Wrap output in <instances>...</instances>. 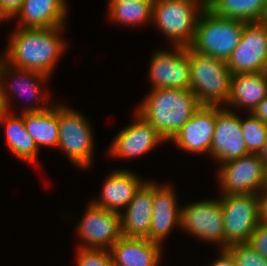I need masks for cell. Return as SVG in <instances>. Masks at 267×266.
<instances>
[{"mask_svg":"<svg viewBox=\"0 0 267 266\" xmlns=\"http://www.w3.org/2000/svg\"><path fill=\"white\" fill-rule=\"evenodd\" d=\"M251 113L267 124V96L254 108Z\"/></svg>","mask_w":267,"mask_h":266,"instance_id":"obj_34","label":"cell"},{"mask_svg":"<svg viewBox=\"0 0 267 266\" xmlns=\"http://www.w3.org/2000/svg\"><path fill=\"white\" fill-rule=\"evenodd\" d=\"M154 0H138L127 2H109V19L117 24L135 26L152 21Z\"/></svg>","mask_w":267,"mask_h":266,"instance_id":"obj_26","label":"cell"},{"mask_svg":"<svg viewBox=\"0 0 267 266\" xmlns=\"http://www.w3.org/2000/svg\"><path fill=\"white\" fill-rule=\"evenodd\" d=\"M24 126L27 133L36 142L38 148L41 146L58 147L59 124L58 104L51 106L39 105L25 107Z\"/></svg>","mask_w":267,"mask_h":266,"instance_id":"obj_22","label":"cell"},{"mask_svg":"<svg viewBox=\"0 0 267 266\" xmlns=\"http://www.w3.org/2000/svg\"><path fill=\"white\" fill-rule=\"evenodd\" d=\"M257 253L267 259V224L259 222L247 243Z\"/></svg>","mask_w":267,"mask_h":266,"instance_id":"obj_30","label":"cell"},{"mask_svg":"<svg viewBox=\"0 0 267 266\" xmlns=\"http://www.w3.org/2000/svg\"><path fill=\"white\" fill-rule=\"evenodd\" d=\"M180 228L224 249V219L221 199L202 200L181 208Z\"/></svg>","mask_w":267,"mask_h":266,"instance_id":"obj_10","label":"cell"},{"mask_svg":"<svg viewBox=\"0 0 267 266\" xmlns=\"http://www.w3.org/2000/svg\"><path fill=\"white\" fill-rule=\"evenodd\" d=\"M162 245L146 238L121 237L109 250L113 266H158Z\"/></svg>","mask_w":267,"mask_h":266,"instance_id":"obj_19","label":"cell"},{"mask_svg":"<svg viewBox=\"0 0 267 266\" xmlns=\"http://www.w3.org/2000/svg\"><path fill=\"white\" fill-rule=\"evenodd\" d=\"M172 51L158 50L151 56L148 78L152 89H190L189 47L173 46Z\"/></svg>","mask_w":267,"mask_h":266,"instance_id":"obj_11","label":"cell"},{"mask_svg":"<svg viewBox=\"0 0 267 266\" xmlns=\"http://www.w3.org/2000/svg\"><path fill=\"white\" fill-rule=\"evenodd\" d=\"M135 122L114 137L109 154L116 158L139 157L150 152L158 143L166 141L142 116L134 113Z\"/></svg>","mask_w":267,"mask_h":266,"instance_id":"obj_15","label":"cell"},{"mask_svg":"<svg viewBox=\"0 0 267 266\" xmlns=\"http://www.w3.org/2000/svg\"><path fill=\"white\" fill-rule=\"evenodd\" d=\"M267 96V72L240 73L232 76L226 107H244L249 113Z\"/></svg>","mask_w":267,"mask_h":266,"instance_id":"obj_23","label":"cell"},{"mask_svg":"<svg viewBox=\"0 0 267 266\" xmlns=\"http://www.w3.org/2000/svg\"><path fill=\"white\" fill-rule=\"evenodd\" d=\"M220 199L224 219V249L234 244L248 243L260 222L258 194H222Z\"/></svg>","mask_w":267,"mask_h":266,"instance_id":"obj_7","label":"cell"},{"mask_svg":"<svg viewBox=\"0 0 267 266\" xmlns=\"http://www.w3.org/2000/svg\"><path fill=\"white\" fill-rule=\"evenodd\" d=\"M58 148L66 152L72 164L78 168L90 167L94 143L91 126L80 112L58 103Z\"/></svg>","mask_w":267,"mask_h":266,"instance_id":"obj_6","label":"cell"},{"mask_svg":"<svg viewBox=\"0 0 267 266\" xmlns=\"http://www.w3.org/2000/svg\"><path fill=\"white\" fill-rule=\"evenodd\" d=\"M76 228L83 248L110 249L122 237L120 214L92 202Z\"/></svg>","mask_w":267,"mask_h":266,"instance_id":"obj_12","label":"cell"},{"mask_svg":"<svg viewBox=\"0 0 267 266\" xmlns=\"http://www.w3.org/2000/svg\"><path fill=\"white\" fill-rule=\"evenodd\" d=\"M233 266H242L241 264H239L235 258L233 257Z\"/></svg>","mask_w":267,"mask_h":266,"instance_id":"obj_39","label":"cell"},{"mask_svg":"<svg viewBox=\"0 0 267 266\" xmlns=\"http://www.w3.org/2000/svg\"><path fill=\"white\" fill-rule=\"evenodd\" d=\"M145 182L133 171L113 170L104 180L99 200H94L92 203L97 207L121 214V209L128 206Z\"/></svg>","mask_w":267,"mask_h":266,"instance_id":"obj_17","label":"cell"},{"mask_svg":"<svg viewBox=\"0 0 267 266\" xmlns=\"http://www.w3.org/2000/svg\"><path fill=\"white\" fill-rule=\"evenodd\" d=\"M259 221L267 224V185L258 193Z\"/></svg>","mask_w":267,"mask_h":266,"instance_id":"obj_32","label":"cell"},{"mask_svg":"<svg viewBox=\"0 0 267 266\" xmlns=\"http://www.w3.org/2000/svg\"><path fill=\"white\" fill-rule=\"evenodd\" d=\"M191 66L190 90L201 105L224 106L231 91L233 74L225 61L203 55L189 47Z\"/></svg>","mask_w":267,"mask_h":266,"instance_id":"obj_3","label":"cell"},{"mask_svg":"<svg viewBox=\"0 0 267 266\" xmlns=\"http://www.w3.org/2000/svg\"><path fill=\"white\" fill-rule=\"evenodd\" d=\"M24 0H0V17L7 21L16 16Z\"/></svg>","mask_w":267,"mask_h":266,"instance_id":"obj_31","label":"cell"},{"mask_svg":"<svg viewBox=\"0 0 267 266\" xmlns=\"http://www.w3.org/2000/svg\"><path fill=\"white\" fill-rule=\"evenodd\" d=\"M218 259L213 260L210 266H233V255L228 249H221Z\"/></svg>","mask_w":267,"mask_h":266,"instance_id":"obj_33","label":"cell"},{"mask_svg":"<svg viewBox=\"0 0 267 266\" xmlns=\"http://www.w3.org/2000/svg\"><path fill=\"white\" fill-rule=\"evenodd\" d=\"M247 155L249 153L241 132V117L228 107L224 108L220 105L210 156L220 165Z\"/></svg>","mask_w":267,"mask_h":266,"instance_id":"obj_13","label":"cell"},{"mask_svg":"<svg viewBox=\"0 0 267 266\" xmlns=\"http://www.w3.org/2000/svg\"><path fill=\"white\" fill-rule=\"evenodd\" d=\"M12 78L13 83L6 85L4 82L5 79L9 76ZM19 76V77H18ZM15 77V78H14ZM0 79L2 82V96L5 103L6 111H9L10 106V95L15 93L16 96H26L28 99H37L36 101L41 102L43 100L46 102V94L41 91L43 84L49 80V77L36 72L27 70L24 68L15 67L7 63L3 58L0 59ZM43 83V84H42ZM5 84V85H4ZM12 85V86H11ZM9 90V91H8ZM29 95V96H28ZM35 97V98H34ZM39 97V98H38ZM46 97V98H45Z\"/></svg>","mask_w":267,"mask_h":266,"instance_id":"obj_20","label":"cell"},{"mask_svg":"<svg viewBox=\"0 0 267 266\" xmlns=\"http://www.w3.org/2000/svg\"><path fill=\"white\" fill-rule=\"evenodd\" d=\"M203 3L206 7L213 1V0H199Z\"/></svg>","mask_w":267,"mask_h":266,"instance_id":"obj_37","label":"cell"},{"mask_svg":"<svg viewBox=\"0 0 267 266\" xmlns=\"http://www.w3.org/2000/svg\"><path fill=\"white\" fill-rule=\"evenodd\" d=\"M127 1H138V0H109V2H127Z\"/></svg>","mask_w":267,"mask_h":266,"instance_id":"obj_38","label":"cell"},{"mask_svg":"<svg viewBox=\"0 0 267 266\" xmlns=\"http://www.w3.org/2000/svg\"><path fill=\"white\" fill-rule=\"evenodd\" d=\"M241 132L249 154H259L267 142V124L252 113L247 118L241 117Z\"/></svg>","mask_w":267,"mask_h":266,"instance_id":"obj_27","label":"cell"},{"mask_svg":"<svg viewBox=\"0 0 267 266\" xmlns=\"http://www.w3.org/2000/svg\"><path fill=\"white\" fill-rule=\"evenodd\" d=\"M5 111H6V108H5V103H4L3 96H2V82L0 79V114Z\"/></svg>","mask_w":267,"mask_h":266,"instance_id":"obj_36","label":"cell"},{"mask_svg":"<svg viewBox=\"0 0 267 266\" xmlns=\"http://www.w3.org/2000/svg\"><path fill=\"white\" fill-rule=\"evenodd\" d=\"M221 194H258L267 185V168L258 154H249L220 165Z\"/></svg>","mask_w":267,"mask_h":266,"instance_id":"obj_8","label":"cell"},{"mask_svg":"<svg viewBox=\"0 0 267 266\" xmlns=\"http://www.w3.org/2000/svg\"><path fill=\"white\" fill-rule=\"evenodd\" d=\"M154 182H145L122 211V236L150 240V224L153 213ZM124 212V213H123Z\"/></svg>","mask_w":267,"mask_h":266,"instance_id":"obj_16","label":"cell"},{"mask_svg":"<svg viewBox=\"0 0 267 266\" xmlns=\"http://www.w3.org/2000/svg\"><path fill=\"white\" fill-rule=\"evenodd\" d=\"M176 194L169 185L154 182L153 213L150 224V240L163 243L175 226L180 227L181 208Z\"/></svg>","mask_w":267,"mask_h":266,"instance_id":"obj_18","label":"cell"},{"mask_svg":"<svg viewBox=\"0 0 267 266\" xmlns=\"http://www.w3.org/2000/svg\"><path fill=\"white\" fill-rule=\"evenodd\" d=\"M76 266H113L109 249L79 247Z\"/></svg>","mask_w":267,"mask_h":266,"instance_id":"obj_28","label":"cell"},{"mask_svg":"<svg viewBox=\"0 0 267 266\" xmlns=\"http://www.w3.org/2000/svg\"><path fill=\"white\" fill-rule=\"evenodd\" d=\"M218 113L219 106L201 105L170 141L184 151L210 155Z\"/></svg>","mask_w":267,"mask_h":266,"instance_id":"obj_14","label":"cell"},{"mask_svg":"<svg viewBox=\"0 0 267 266\" xmlns=\"http://www.w3.org/2000/svg\"><path fill=\"white\" fill-rule=\"evenodd\" d=\"M207 8L220 17L260 22L266 21L267 0H213Z\"/></svg>","mask_w":267,"mask_h":266,"instance_id":"obj_25","label":"cell"},{"mask_svg":"<svg viewBox=\"0 0 267 266\" xmlns=\"http://www.w3.org/2000/svg\"><path fill=\"white\" fill-rule=\"evenodd\" d=\"M64 26L48 28H17L9 37L3 59L18 68L50 76L65 51Z\"/></svg>","mask_w":267,"mask_h":266,"instance_id":"obj_1","label":"cell"},{"mask_svg":"<svg viewBox=\"0 0 267 266\" xmlns=\"http://www.w3.org/2000/svg\"><path fill=\"white\" fill-rule=\"evenodd\" d=\"M137 107L136 112L170 141L201 104L190 89L161 88L151 89Z\"/></svg>","mask_w":267,"mask_h":266,"instance_id":"obj_2","label":"cell"},{"mask_svg":"<svg viewBox=\"0 0 267 266\" xmlns=\"http://www.w3.org/2000/svg\"><path fill=\"white\" fill-rule=\"evenodd\" d=\"M259 157L263 161L265 167L267 168V142L263 145L262 150L259 152Z\"/></svg>","mask_w":267,"mask_h":266,"instance_id":"obj_35","label":"cell"},{"mask_svg":"<svg viewBox=\"0 0 267 266\" xmlns=\"http://www.w3.org/2000/svg\"><path fill=\"white\" fill-rule=\"evenodd\" d=\"M205 5L199 0H154L152 22L173 46L190 47Z\"/></svg>","mask_w":267,"mask_h":266,"instance_id":"obj_5","label":"cell"},{"mask_svg":"<svg viewBox=\"0 0 267 266\" xmlns=\"http://www.w3.org/2000/svg\"><path fill=\"white\" fill-rule=\"evenodd\" d=\"M0 124L5 125L6 142L11 152L23 162L37 160L38 146L24 126V113L15 116L11 110L0 114Z\"/></svg>","mask_w":267,"mask_h":266,"instance_id":"obj_24","label":"cell"},{"mask_svg":"<svg viewBox=\"0 0 267 266\" xmlns=\"http://www.w3.org/2000/svg\"><path fill=\"white\" fill-rule=\"evenodd\" d=\"M226 64L233 75L267 72V21L244 24L241 40Z\"/></svg>","mask_w":267,"mask_h":266,"instance_id":"obj_9","label":"cell"},{"mask_svg":"<svg viewBox=\"0 0 267 266\" xmlns=\"http://www.w3.org/2000/svg\"><path fill=\"white\" fill-rule=\"evenodd\" d=\"M67 6L66 0H24L15 19L19 18V28L66 26Z\"/></svg>","mask_w":267,"mask_h":266,"instance_id":"obj_21","label":"cell"},{"mask_svg":"<svg viewBox=\"0 0 267 266\" xmlns=\"http://www.w3.org/2000/svg\"><path fill=\"white\" fill-rule=\"evenodd\" d=\"M242 266H267V259L247 243L234 244L227 248Z\"/></svg>","mask_w":267,"mask_h":266,"instance_id":"obj_29","label":"cell"},{"mask_svg":"<svg viewBox=\"0 0 267 266\" xmlns=\"http://www.w3.org/2000/svg\"><path fill=\"white\" fill-rule=\"evenodd\" d=\"M246 22L220 17L209 8L201 12L190 46L197 53L227 61L242 37Z\"/></svg>","mask_w":267,"mask_h":266,"instance_id":"obj_4","label":"cell"}]
</instances>
